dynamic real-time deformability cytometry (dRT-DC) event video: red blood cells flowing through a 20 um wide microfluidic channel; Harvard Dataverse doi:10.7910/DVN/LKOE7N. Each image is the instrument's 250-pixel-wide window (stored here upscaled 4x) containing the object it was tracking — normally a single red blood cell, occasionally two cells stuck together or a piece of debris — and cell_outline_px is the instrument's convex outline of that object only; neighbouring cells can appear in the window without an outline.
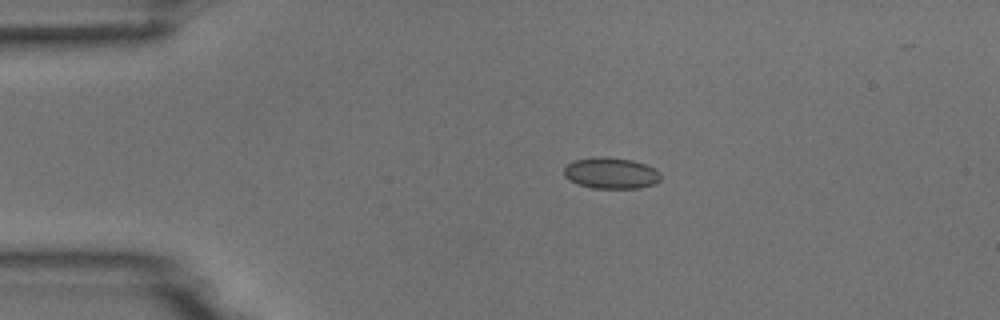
{"species": "common noctule bat (a hibernating species)", "species_latin": "Nyctalus noctula", "temperature_condition": "room temperature", "stored_images_in_passage": 2, "camera_frame_rate_fps": 3000, "um_per_image_px": 0.085, "animal": {"sex": "male", "body_mass_g": 18.8}, "frame": {"image": 1, "passage_image": 1, "time_ms": 0.0, "image_size_px": [1000, 320], "cell_outline_px": [[660, 180], [656, 184], [640, 188], [592, 188], [580, 184], [564, 176], [564, 168], [572, 160], [600, 156], [604, 156], [632, 160], [644, 164], [660, 172]], "centroid_in_image_um": [51.94, 14.71], "position_along_channel_um": 33.1, "area_um2": 17.51}}